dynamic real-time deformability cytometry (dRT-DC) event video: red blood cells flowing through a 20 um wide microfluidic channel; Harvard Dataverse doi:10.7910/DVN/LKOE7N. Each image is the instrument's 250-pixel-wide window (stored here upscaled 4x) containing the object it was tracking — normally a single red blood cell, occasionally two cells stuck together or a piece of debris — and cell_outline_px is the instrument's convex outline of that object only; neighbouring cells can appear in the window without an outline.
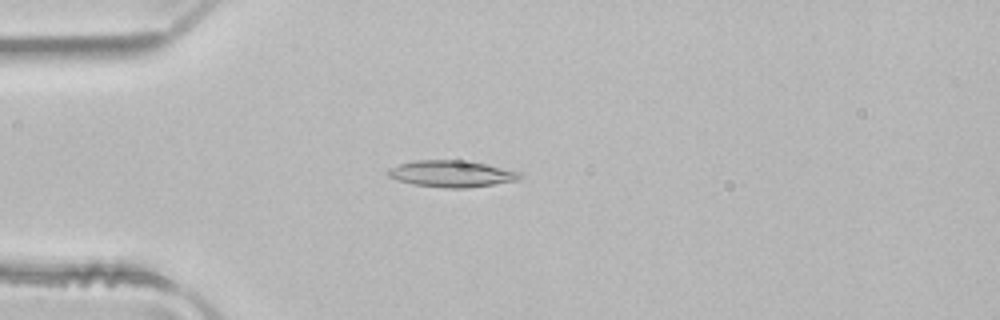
{"species": "common noctule bat (a hibernating species)", "species_latin": "Nyctalus noctula", "temperature_condition": "room temperature", "stored_images_in_passage": 3, "camera_frame_rate_fps": 3000, "um_per_image_px": 0.085, "animal": {"sex": "male", "body_mass_g": 21.5, "forearm_length_mm": 52.0}, "frame": {"image": 1, "passage_image": 3, "time_ms": 0.667, "image_size_px": [1000, 320], "cell_outline_px": [[520, 180], [468, 188], [444, 188], [412, 184], [396, 180], [388, 176], [388, 168], [400, 164], [416, 160], [472, 160], [520, 172]], "centroid_in_image_um": [38.39, 14.76], "position_along_channel_um": 46.6, "area_um2": 20.63}}